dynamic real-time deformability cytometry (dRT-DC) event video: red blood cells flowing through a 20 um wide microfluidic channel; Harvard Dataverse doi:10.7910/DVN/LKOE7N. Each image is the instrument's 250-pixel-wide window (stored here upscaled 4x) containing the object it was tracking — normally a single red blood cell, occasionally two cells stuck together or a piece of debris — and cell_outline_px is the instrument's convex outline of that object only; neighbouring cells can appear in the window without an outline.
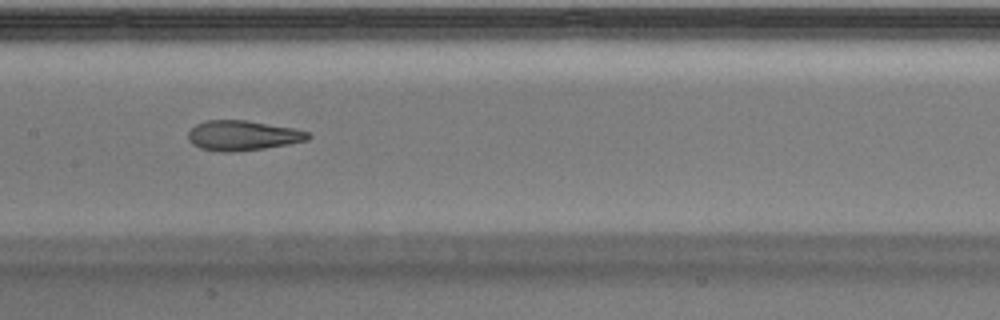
{"species": "Egyptian fruit bat (a non-hibernating species)", "species_latin": "Rousettus aegyptiacus", "temperature_condition": "warm", "stored_images_in_passage": 25, "camera_frame_rate_fps": 3000, "um_per_image_px": 0.085, "animal": {"sex": "male"}, "frame": {"image": 1, "passage_image": 11, "time_ms": 3.333, "image_size_px": [1000, 320], "cell_outline_px": [[312, 136], [308, 140], [288, 144], [264, 148], [228, 152], [220, 152], [200, 148], [192, 144], [188, 140], [188, 132], [196, 124], [208, 120], [248, 120], [292, 128], [308, 132]], "centroid_in_image_um": [20.61, 11.51], "position_along_channel_um": 186.8, "area_um2": 20.87}}